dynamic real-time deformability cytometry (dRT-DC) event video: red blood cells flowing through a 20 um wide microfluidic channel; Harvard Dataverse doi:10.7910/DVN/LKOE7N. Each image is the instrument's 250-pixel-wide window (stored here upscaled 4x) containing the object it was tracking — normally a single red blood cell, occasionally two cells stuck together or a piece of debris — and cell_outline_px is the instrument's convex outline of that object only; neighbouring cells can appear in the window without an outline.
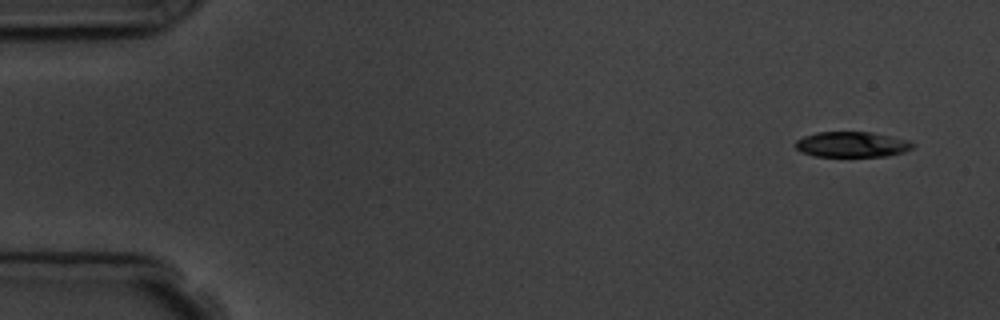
{"species": "common noctule bat (a hibernating species)", "species_latin": "Nyctalus noctula", "temperature_condition": "room temperature", "stored_images_in_passage": 6, "segment_of_instrument_passage": [2, 2], "camera_frame_rate_fps": 3000, "um_per_image_px": 0.085, "animal": {"sex": "male", "body_mass_g": 19.5, "forearm_length_mm": 54.6}, "frame": {"image": 1, "passage_image": 6, "time_ms": 6.667, "image_size_px": [1000, 320], "cell_outline_px": [[916, 144], [912, 148], [904, 152], [888, 156], [816, 156], [804, 152], [796, 148], [792, 144], [796, 140], [804, 136], [816, 132], [872, 132], [908, 140]], "centroid_in_image_um": [72.42, 12.27], "position_along_channel_um": 12.6, "area_um2": 17.4}}